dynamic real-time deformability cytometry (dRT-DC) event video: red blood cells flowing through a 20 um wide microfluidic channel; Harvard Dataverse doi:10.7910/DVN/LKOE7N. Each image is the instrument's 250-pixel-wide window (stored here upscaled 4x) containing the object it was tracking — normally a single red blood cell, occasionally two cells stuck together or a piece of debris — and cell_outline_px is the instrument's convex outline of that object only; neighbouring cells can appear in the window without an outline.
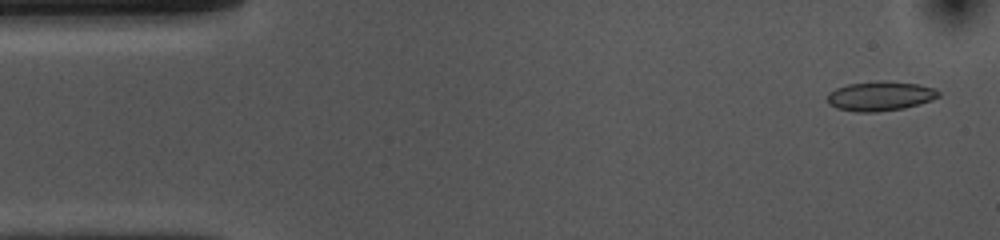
{"species": "common noctule bat (a hibernating species)", "species_latin": "Nyctalus noctula", "temperature_condition": "cold", "stored_images_in_passage": 52, "camera_frame_rate_fps": 3000, "um_per_image_px": 0.085, "animal": {"sex": "female", "body_mass_g": 10.0, "forearm_length_mm": 53.1}, "frame": {"image": 1, "passage_image": 2, "time_ms": 0.333, "image_size_px": [1000, 240], "cell_outline_px": [[940, 96], [932, 100], [904, 108], [876, 112], [856, 112], [836, 108], [828, 104], [828, 92], [836, 88], [848, 84], [880, 80], [884, 80], [920, 84], [936, 88], [940, 92]], "centroid_in_image_um": [74.83, 8.15], "position_along_channel_um": 10.2, "area_um2": 19.36}}
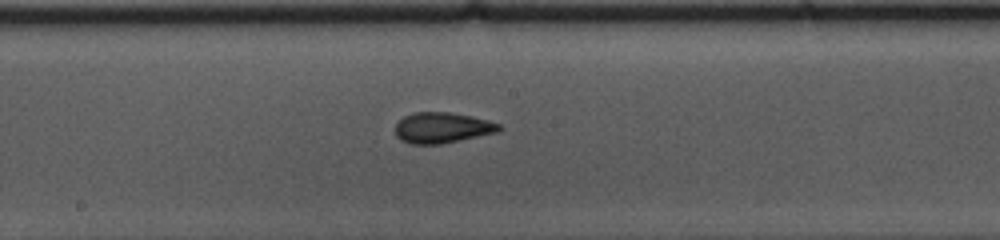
{"frame": {"image": 2, "passage_image": 26, "time_ms": 8.333, "image_size_px": [1000, 240], "cell_outline_px": [[504, 128], [500, 132], [440, 144], [412, 144], [400, 140], [396, 136], [396, 124], [404, 116], [416, 112], [452, 112], [472, 116], [488, 120], [500, 124]], "centroid_in_image_um": [37.63, 10.86], "position_along_channel_um": 210.6, "area_um2": 18.73}}
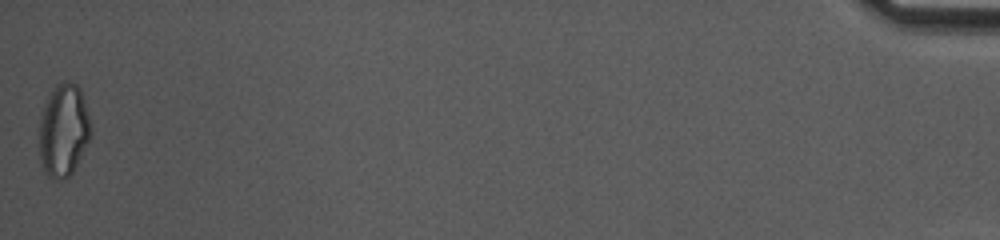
{"frame": {"image": 3, "passage_image": 52, "time_ms": 17.0, "image_size_px": [1000, 240], "cell_outline_px": [[92, 132], [72, 172], [68, 176], [60, 180], [48, 176], [44, 172], [40, 156], [40, 116], [48, 96], [56, 84], [64, 80], [68, 80], [76, 84], [80, 88], [88, 112], [92, 128]], "centroid_in_image_um": [5.4, 11.03], "position_along_channel_um": 429.8, "area_um2": 27.63}, "authors_computed_cell_mechanics": {"area_um2": 18.9295, "velocity_mm_per_s": 3.7221, "shape_relaxation_time_tau1_ms": null, "shape_relaxation_time_tau2_ms": 2.3489, "deformation_change_tau1": null, "deformation_change_tau2": 0.0724}}